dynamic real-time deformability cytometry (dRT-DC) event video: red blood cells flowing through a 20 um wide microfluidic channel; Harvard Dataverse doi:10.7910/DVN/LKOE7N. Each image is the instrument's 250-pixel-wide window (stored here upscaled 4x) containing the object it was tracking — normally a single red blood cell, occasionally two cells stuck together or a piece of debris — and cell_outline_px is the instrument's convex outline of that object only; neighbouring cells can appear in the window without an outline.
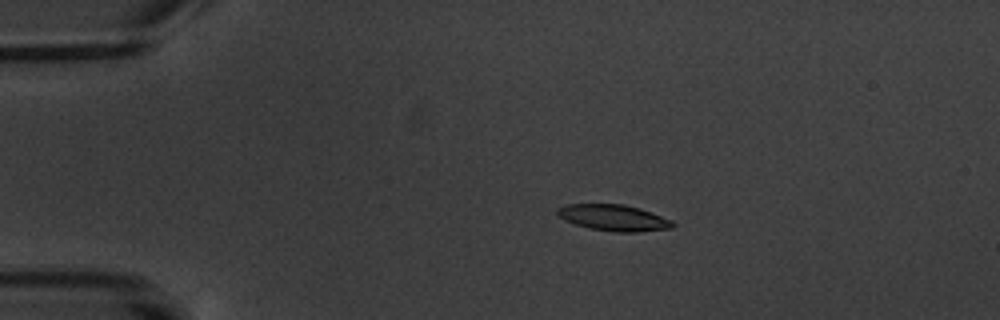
{"species": "common noctule bat (a hibernating species)", "species_latin": "Nyctalus noctula", "temperature_condition": "warm", "stored_images_in_passage": 5, "camera_frame_rate_fps": 3000, "um_per_image_px": 0.085, "animal": {"sex": "male", "body_mass_g": 20.1, "forearm_length_mm": 53.5}, "frame": {"image": 1, "passage_image": 4, "time_ms": 3.333, "image_size_px": [1000, 320], "cell_outline_px": [[676, 224], [672, 228], [636, 232], [616, 232], [588, 228], [564, 220], [556, 212], [556, 208], [568, 204], [624, 204], [640, 208], [652, 212], [672, 220]], "centroid_in_image_um": [52.18, 18.5], "position_along_channel_um": 32.8, "area_um2": 17.69}}